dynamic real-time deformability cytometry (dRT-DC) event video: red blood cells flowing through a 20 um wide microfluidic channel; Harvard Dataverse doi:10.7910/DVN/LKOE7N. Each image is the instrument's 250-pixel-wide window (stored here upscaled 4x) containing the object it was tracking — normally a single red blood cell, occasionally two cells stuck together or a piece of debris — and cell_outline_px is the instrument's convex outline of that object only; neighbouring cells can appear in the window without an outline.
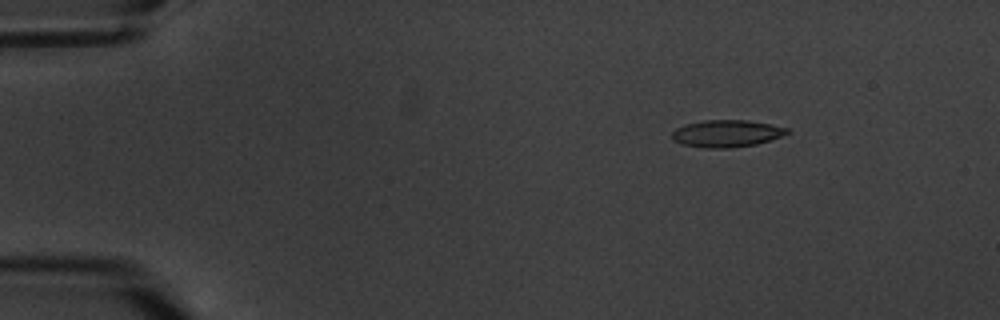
{"species": "common noctule bat (a hibernating species)", "species_latin": "Nyctalus noctula", "temperature_condition": "warm", "stored_images_in_passage": 6, "camera_frame_rate_fps": 3000, "um_per_image_px": 0.085, "animal": {"sex": "male", "body_mass_g": 20.1, "forearm_length_mm": 53.5}, "frame": {"image": 1, "passage_image": 3, "time_ms": 2.333, "image_size_px": [1000, 320], "cell_outline_px": [[792, 132], [756, 144], [728, 148], [704, 148], [680, 144], [672, 140], [672, 132], [676, 128], [684, 124], [704, 120], [748, 120], [788, 128]], "centroid_in_image_um": [61.71, 11.35], "position_along_channel_um": 23.3, "area_um2": 18.21}}